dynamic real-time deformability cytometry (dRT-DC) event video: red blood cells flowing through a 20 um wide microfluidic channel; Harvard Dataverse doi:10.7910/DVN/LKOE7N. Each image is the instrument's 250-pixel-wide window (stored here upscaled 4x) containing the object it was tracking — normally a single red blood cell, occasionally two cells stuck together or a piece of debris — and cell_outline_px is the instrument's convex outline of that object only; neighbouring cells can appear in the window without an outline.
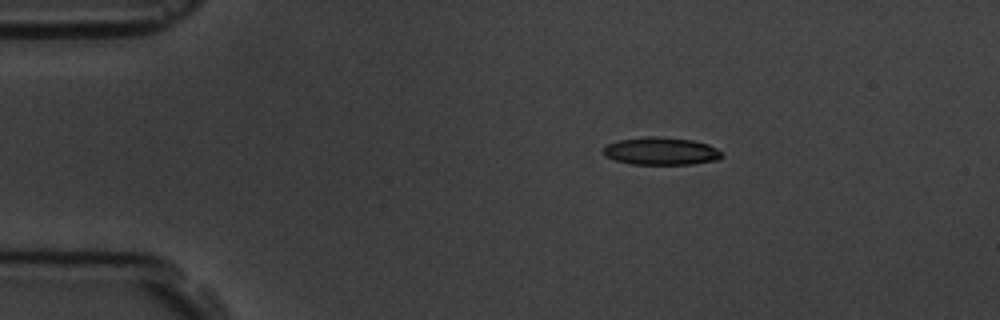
{"species": "common noctule bat (a hibernating species)", "species_latin": "Nyctalus noctula", "temperature_condition": "room temperature", "stored_images_in_passage": 5, "segment_of_instrument_passage": [1, 2], "camera_frame_rate_fps": 3000, "um_per_image_px": 0.085, "animal": {"sex": "male", "body_mass_g": 19.5, "forearm_length_mm": 54.6}, "frame": {"image": 1, "passage_image": 2, "time_ms": 1.333, "image_size_px": [1000, 320], "cell_outline_px": [[724, 156], [716, 160], [692, 164], [632, 164], [616, 160], [604, 156], [604, 148], [608, 144], [616, 140], [648, 136], [656, 136], [692, 140], [708, 144], [724, 152]], "centroid_in_image_um": [56.21, 12.84], "position_along_channel_um": 28.8, "area_um2": 19.13}}
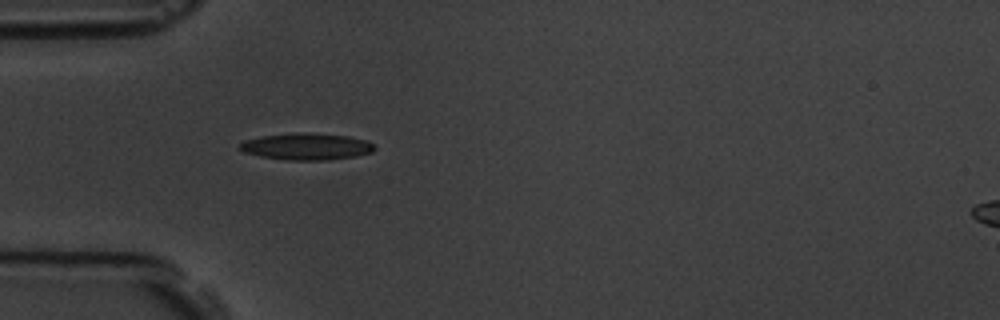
{"frame": {"image": 2, "passage_image": 4, "time_ms": 3.667, "image_size_px": [1000, 320], "cell_outline_px": [[376, 148], [372, 152], [356, 156], [328, 160], [284, 160], [260, 156], [244, 152], [236, 148], [244, 140], [260, 136], [304, 132], [308, 132], [348, 136], [368, 140]], "centroid_in_image_um": [26.04, 12.45], "position_along_channel_um": 59.0, "area_um2": 21.15}}